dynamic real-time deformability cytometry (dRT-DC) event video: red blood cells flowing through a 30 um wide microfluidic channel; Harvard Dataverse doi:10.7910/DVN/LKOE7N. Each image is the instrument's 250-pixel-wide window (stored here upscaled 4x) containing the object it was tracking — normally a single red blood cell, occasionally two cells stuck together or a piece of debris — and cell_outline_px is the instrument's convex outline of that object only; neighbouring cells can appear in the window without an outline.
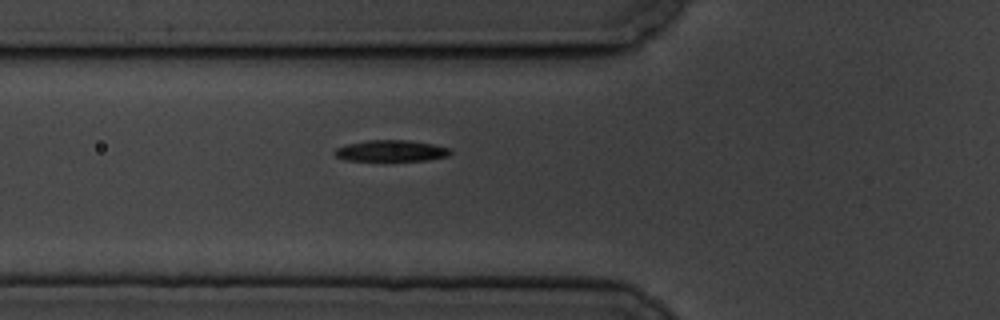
{"species": "common noctule bat (a hibernating species)", "species_latin": "Nyctalus noctula", "temperature_condition": "cold", "stored_images_in_passage": 6, "camera_frame_rate_fps": 3000, "um_per_image_px": 0.085, "animal": {"sex": "male", "body_mass_g": 19.5, "forearm_length_mm": 54.6}, "frame": {"image": 1, "passage_image": 6, "time_ms": 6.667, "image_size_px": [1000, 320], "cell_outline_px": [[452, 152], [448, 156], [428, 160], [344, 160], [336, 156], [332, 152], [336, 148], [344, 144], [368, 140], [408, 140], [432, 144], [448, 148]], "centroid_in_image_um": [33.19, 12.81], "position_along_channel_um": 92.6, "area_um2": 14.28}}